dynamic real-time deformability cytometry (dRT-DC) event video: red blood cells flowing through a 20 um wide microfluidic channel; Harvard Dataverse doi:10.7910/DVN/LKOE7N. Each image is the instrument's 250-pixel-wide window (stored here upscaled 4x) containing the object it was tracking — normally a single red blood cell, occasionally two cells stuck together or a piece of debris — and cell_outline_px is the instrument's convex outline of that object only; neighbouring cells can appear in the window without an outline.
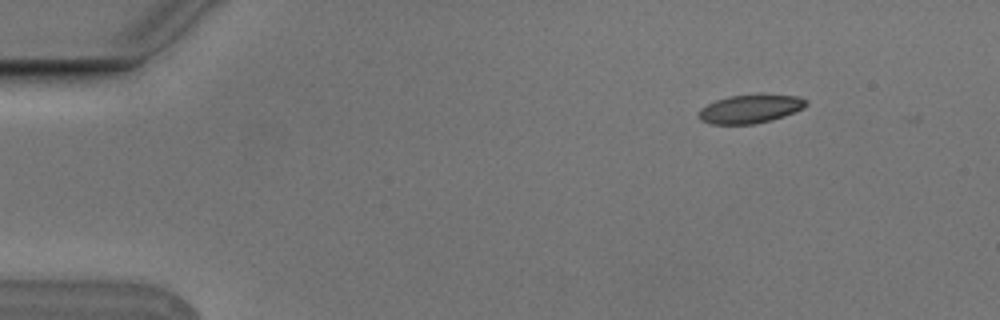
{"species": "Egyptian fruit bat (a non-hibernating species)", "species_latin": "Rousettus aegyptiacus", "temperature_condition": "cold", "stored_images_in_passage": 6, "camera_frame_rate_fps": 3000, "um_per_image_px": 0.085, "animal": {"sex": "male"}, "frame": {"image": 1, "passage_image": 1, "time_ms": 0.0, "image_size_px": [1000, 320], "cell_outline_px": [[808, 104], [804, 108], [784, 116], [772, 120], [752, 124], [712, 124], [700, 120], [696, 116], [696, 112], [700, 108], [716, 100], [728, 96], [800, 96], [808, 100]], "centroid_in_image_um": [63.73, 9.28], "position_along_channel_um": 21.3, "area_um2": 17.63}}
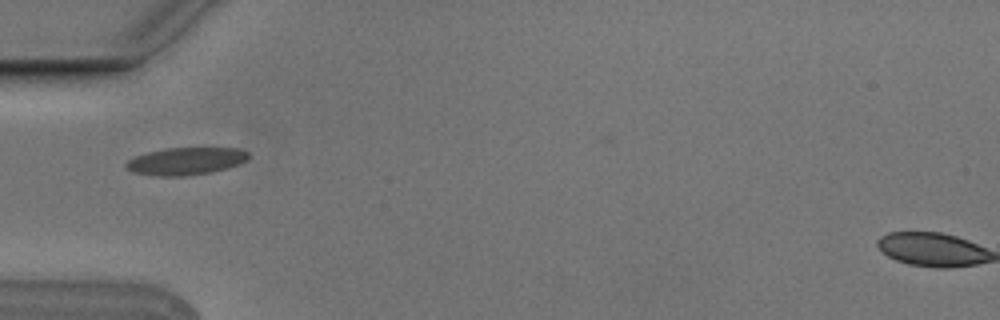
{"frame": {"image": 2, "passage_image": 4, "time_ms": 1.0, "image_size_px": [1000, 320], "cell_outline_px": [[248, 160], [240, 164], [228, 168], [212, 172], [184, 176], [156, 176], [132, 172], [124, 168], [124, 164], [128, 160], [136, 156], [148, 152], [164, 148], [240, 148], [248, 152]], "centroid_in_image_um": [15.79, 13.7], "position_along_channel_um": 69.2, "area_um2": 19.77}}
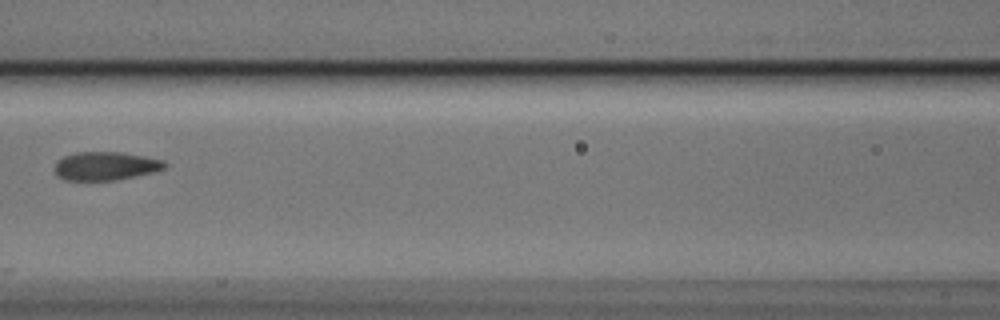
{"frame": {"image": 3, "passage_image": 6, "time_ms": 1.667, "image_size_px": [1000, 320], "cell_outline_px": [[168, 164], [164, 168], [152, 172], [112, 180], [64, 180], [56, 176], [52, 168], [56, 160], [64, 156], [76, 152], [124, 152], [164, 160]], "centroid_in_image_um": [8.9, 14.1], "position_along_channel_um": 157.7, "area_um2": 18.38}}